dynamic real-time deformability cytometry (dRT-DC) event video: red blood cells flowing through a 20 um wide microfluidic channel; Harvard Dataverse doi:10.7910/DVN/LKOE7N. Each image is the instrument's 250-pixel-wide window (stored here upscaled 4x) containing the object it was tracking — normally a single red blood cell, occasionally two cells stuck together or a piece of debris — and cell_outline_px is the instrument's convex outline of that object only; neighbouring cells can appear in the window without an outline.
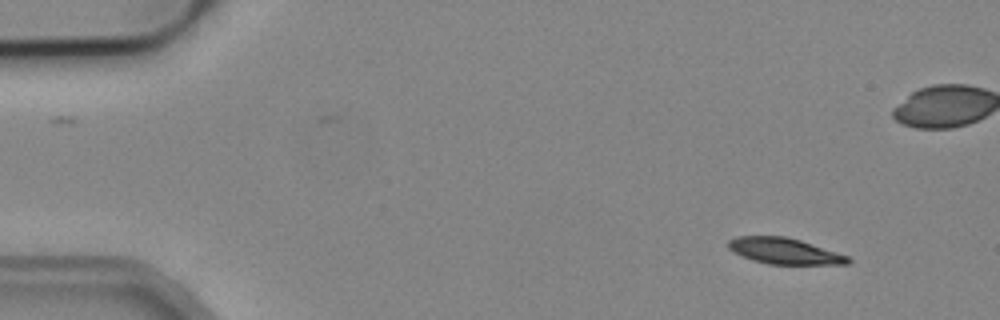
{"species": "common noctule bat (a hibernating species)", "species_latin": "Nyctalus noctula", "temperature_condition": "cold", "stored_images_in_passage": 5, "camera_frame_rate_fps": 3000, "um_per_image_px": 0.085, "animal": {"sex": "male", "body_mass_g": 19.2, "forearm_length_mm": 51.8}, "frame": {"image": 1, "passage_image": 1, "time_ms": 0.0, "image_size_px": [1000, 320], "cell_outline_px": [[852, 260], [848, 264], [768, 264], [752, 260], [728, 248], [728, 240], [736, 236], [784, 236], [800, 240], [848, 256]], "centroid_in_image_um": [66.67, 21.33], "position_along_channel_um": 18.3, "area_um2": 17.92}}